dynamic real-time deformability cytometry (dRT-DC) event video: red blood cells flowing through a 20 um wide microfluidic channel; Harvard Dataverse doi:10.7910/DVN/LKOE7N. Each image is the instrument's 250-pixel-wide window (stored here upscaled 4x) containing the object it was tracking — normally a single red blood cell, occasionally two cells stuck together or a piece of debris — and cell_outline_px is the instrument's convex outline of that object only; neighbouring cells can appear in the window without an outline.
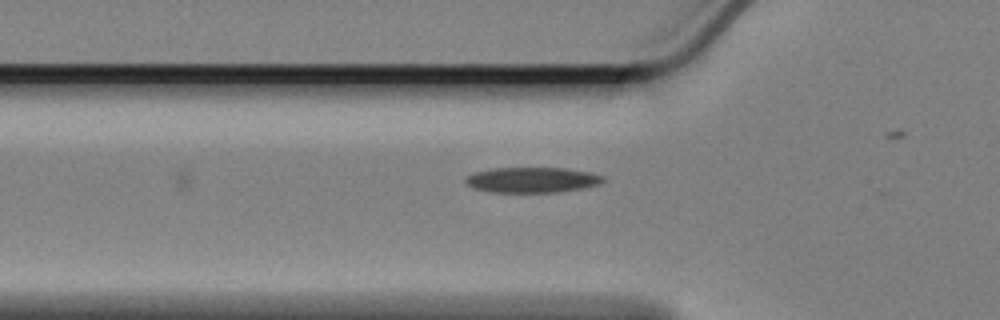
{"species": "Egyptian fruit bat (a non-hibernating species)", "species_latin": "Rousettus aegyptiacus", "temperature_condition": "cold", "stored_images_in_passage": 19, "camera_frame_rate_fps": 3000, "um_per_image_px": 0.085, "animal": {"sex": "female"}, "frame": {"image": 1, "passage_image": 19, "time_ms": 6.0, "image_size_px": [1000, 320], "cell_outline_px": [[604, 180], [600, 184], [560, 192], [492, 192], [472, 188], [464, 184], [464, 176], [472, 172], [492, 168], [564, 168], [588, 172], [604, 176]], "centroid_in_image_um": [45.13, 15.29], "position_along_channel_um": 80.7, "area_um2": 20.52}}